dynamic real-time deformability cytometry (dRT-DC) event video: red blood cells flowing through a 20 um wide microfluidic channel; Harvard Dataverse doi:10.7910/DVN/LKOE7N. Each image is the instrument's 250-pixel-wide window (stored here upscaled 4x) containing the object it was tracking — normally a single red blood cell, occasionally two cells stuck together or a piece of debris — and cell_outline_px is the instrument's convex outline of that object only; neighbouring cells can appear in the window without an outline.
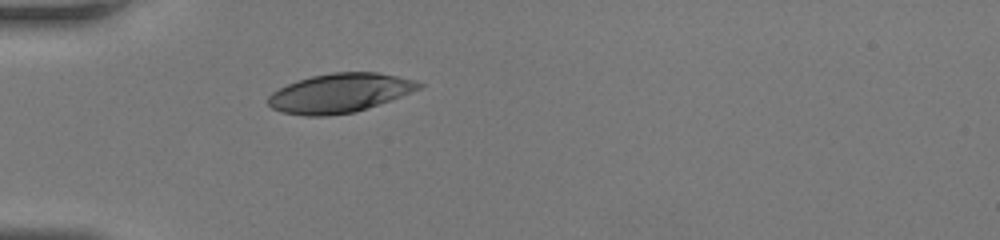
{"species": "human", "species_latin": "Homo sapiens", "temperature_condition": "room temperature", "stored_images_in_passage": 32, "camera_frame_rate_fps": 3000, "um_per_image_px": 0.085, "donor": {"sex": "female"}, "frame": {"image": 1, "passage_image": 1, "time_ms": 0.0, "image_size_px": [1000, 240], "cell_outline_px": [[424, 88], [356, 112], [328, 116], [304, 116], [280, 112], [272, 108], [268, 104], [268, 96], [272, 92], [288, 84], [312, 76], [332, 72], [376, 72], [416, 80], [424, 84]], "centroid_in_image_um": [28.9, 7.92], "position_along_channel_um": 56.1, "area_um2": 34.45}}
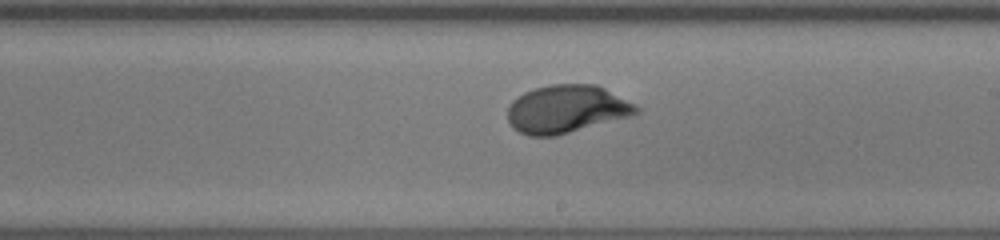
{"frame": {"image": 2, "passage_image": 14, "time_ms": 4.333, "image_size_px": [1000, 240], "cell_outline_px": [[640, 112], [628, 116], [556, 136], [528, 136], [512, 128], [508, 120], [508, 108], [512, 100], [524, 92], [536, 88], [552, 84], [596, 84], [636, 104], [640, 108]], "centroid_in_image_um": [48.13, 9.27], "position_along_channel_um": 240.9, "area_um2": 35.78}}
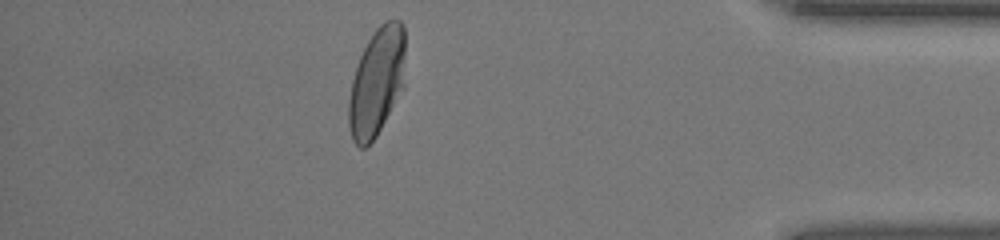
{"frame": {"image": 3, "passage_image": 27, "time_ms": 8.667, "image_size_px": [1000, 240], "cell_outline_px": [[404, 88], [376, 136], [364, 148], [360, 148], [352, 140], [348, 124], [348, 100], [352, 80], [360, 56], [368, 40], [376, 28], [384, 20], [400, 20], [404, 24]], "centroid_in_image_um": [32.02, 6.96], "position_along_channel_um": 403.2, "area_um2": 35.78}}